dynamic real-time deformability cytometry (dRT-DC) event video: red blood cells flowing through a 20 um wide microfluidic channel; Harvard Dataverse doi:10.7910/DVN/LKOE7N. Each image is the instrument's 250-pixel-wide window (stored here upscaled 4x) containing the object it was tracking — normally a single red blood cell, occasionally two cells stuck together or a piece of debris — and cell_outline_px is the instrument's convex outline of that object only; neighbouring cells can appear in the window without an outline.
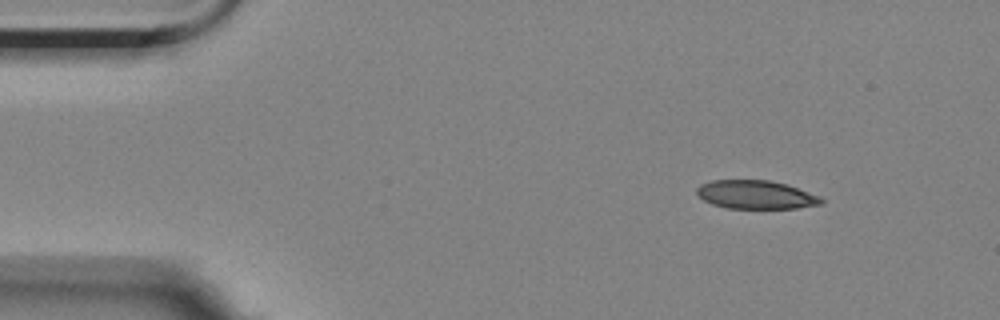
{"species": "Egyptian fruit bat (a non-hibernating species)", "species_latin": "Rousettus aegyptiacus", "temperature_condition": "room temperature", "stored_images_in_passage": 8, "camera_frame_rate_fps": 3000, "um_per_image_px": 0.085, "animal": {"sex": "female"}, "frame": {"image": 1, "passage_image": 1, "time_ms": 0.0, "image_size_px": [1000, 320], "cell_outline_px": [[824, 204], [796, 208], [728, 208], [712, 204], [704, 200], [696, 192], [696, 188], [700, 184], [712, 180], [768, 180], [788, 184], [820, 196], [824, 200]], "centroid_in_image_um": [64.28, 16.54], "position_along_channel_um": 20.7, "area_um2": 20.75}}
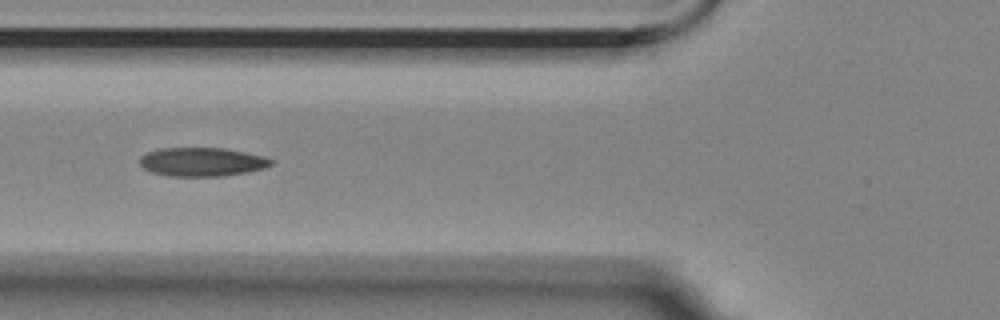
{"frame": {"image": 2, "passage_image": 5, "time_ms": 4.667, "image_size_px": [1000, 320], "cell_outline_px": [[272, 164], [264, 168], [248, 172], [224, 176], [168, 176], [152, 172], [144, 168], [140, 164], [140, 156], [148, 152], [160, 148], [224, 148], [264, 156], [272, 160]], "centroid_in_image_um": [17.16, 13.76], "position_along_channel_um": 108.6, "area_um2": 21.96}}
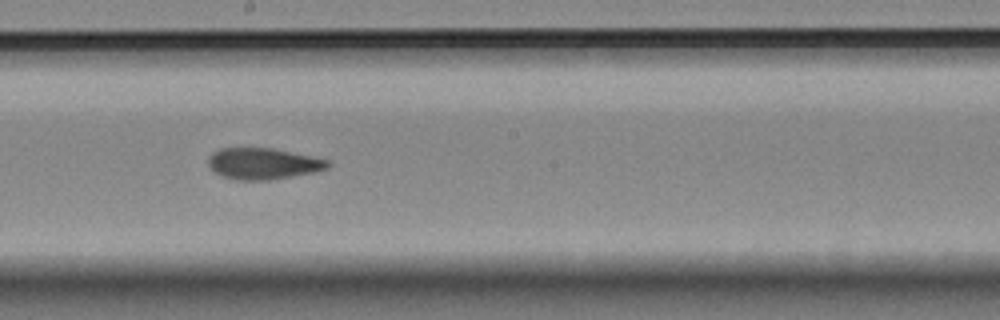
{"frame": {"image": 3, "passage_image": 8, "time_ms": 8.0, "image_size_px": [1000, 320], "cell_outline_px": [[332, 164], [328, 168], [316, 172], [268, 180], [236, 180], [224, 176], [216, 172], [208, 164], [208, 156], [212, 152], [220, 148], [272, 148], [332, 160]], "centroid_in_image_um": [22.41, 13.9], "position_along_channel_um": 225.8, "area_um2": 21.91}}